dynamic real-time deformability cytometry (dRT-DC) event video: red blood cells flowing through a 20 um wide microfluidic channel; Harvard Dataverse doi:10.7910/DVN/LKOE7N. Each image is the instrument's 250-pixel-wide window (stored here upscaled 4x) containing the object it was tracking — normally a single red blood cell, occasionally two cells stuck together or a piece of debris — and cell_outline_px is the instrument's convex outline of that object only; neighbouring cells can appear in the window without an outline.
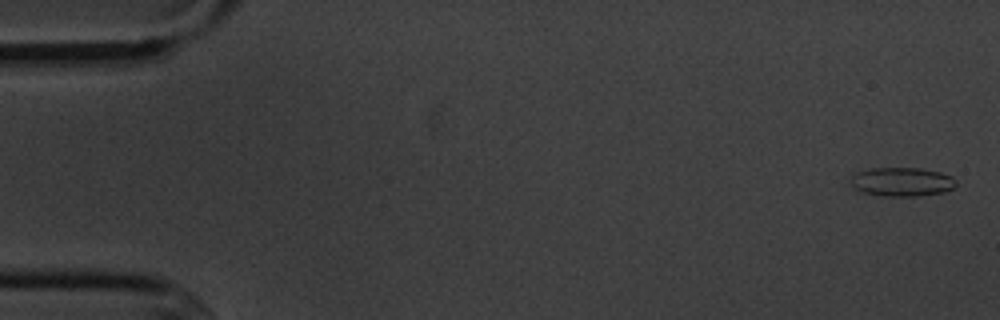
{"species": "common noctule bat (a hibernating species)", "species_latin": "Nyctalus noctula", "temperature_condition": "cold", "stored_images_in_passage": 5, "camera_frame_rate_fps": 3000, "um_per_image_px": 0.085, "animal": {"sex": "male", "body_mass_g": 20.1, "forearm_length_mm": 53.5}, "frame": {"image": 1, "passage_image": 1, "time_ms": 0.0, "image_size_px": [1000, 320], "cell_outline_px": [[956, 184], [952, 188], [944, 192], [916, 196], [884, 196], [864, 192], [848, 184], [852, 176], [856, 172], [872, 168], [920, 168], [940, 172], [952, 176], [956, 180]], "centroid_in_image_um": [76.66, 15.45], "position_along_channel_um": 8.3, "area_um2": 17.74}}